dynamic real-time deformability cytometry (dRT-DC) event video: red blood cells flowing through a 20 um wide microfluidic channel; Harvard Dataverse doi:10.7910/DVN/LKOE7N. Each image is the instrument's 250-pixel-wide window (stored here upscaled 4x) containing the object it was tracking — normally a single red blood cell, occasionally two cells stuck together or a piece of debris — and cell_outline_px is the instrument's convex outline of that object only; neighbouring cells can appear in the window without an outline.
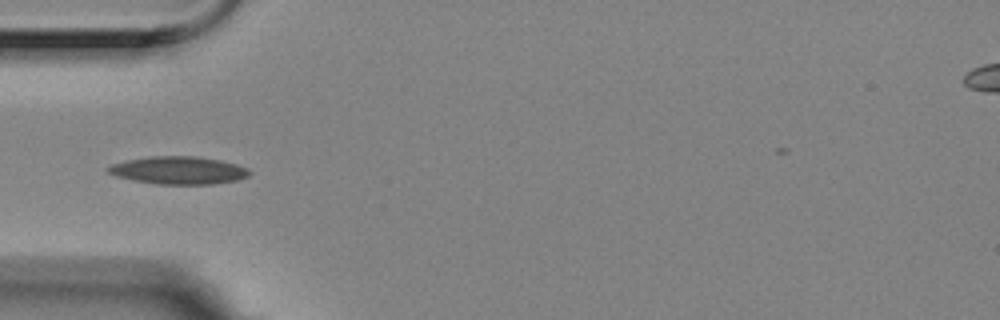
{"species": "Egyptian fruit bat (a non-hibernating species)", "species_latin": "Rousettus aegyptiacus", "temperature_condition": "room temperature", "stored_images_in_passage": 8, "camera_frame_rate_fps": 3000, "um_per_image_px": 0.085, "animal": {"sex": "female"}, "frame": {"image": 1, "passage_image": 5, "time_ms": 1.333, "image_size_px": [1000, 320], "cell_outline_px": [[252, 172], [248, 176], [240, 180], [212, 184], [156, 184], [132, 180], [116, 176], [108, 172], [104, 168], [112, 164], [124, 160], [148, 156], [196, 156], [220, 160], [236, 164], [248, 168]], "centroid_in_image_um": [15.17, 14.47], "position_along_channel_um": 69.8, "area_um2": 23.12}}
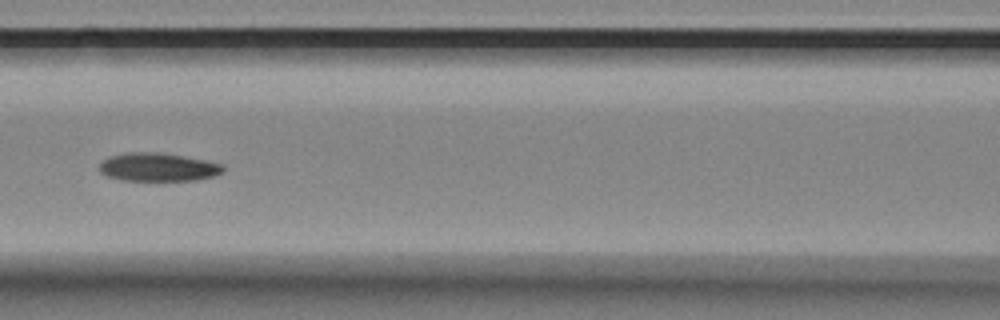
{"frame": {"image": 2, "passage_image": 7, "time_ms": 2.0, "image_size_px": [1000, 320], "cell_outline_px": [[224, 172], [212, 176], [196, 180], [124, 180], [108, 176], [100, 172], [100, 164], [104, 160], [112, 156], [128, 152], [160, 152], [184, 156], [204, 160], [220, 164], [224, 168]], "centroid_in_image_um": [13.44, 14.2], "position_along_channel_um": 153.2, "area_um2": 20.11}}
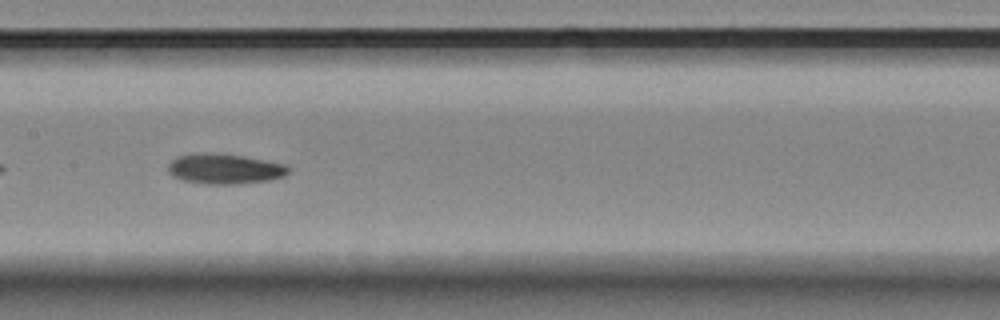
{"frame": {"image": 3, "passage_image": 8, "time_ms": 2.333, "image_size_px": [1000, 320], "cell_outline_px": [[288, 172], [284, 176], [268, 180], [236, 184], [208, 184], [184, 180], [172, 176], [168, 172], [168, 164], [176, 156], [200, 152], [244, 156], [284, 164], [288, 168]], "centroid_in_image_um": [19.05, 14.35], "position_along_channel_um": 188.4, "area_um2": 20.98}}